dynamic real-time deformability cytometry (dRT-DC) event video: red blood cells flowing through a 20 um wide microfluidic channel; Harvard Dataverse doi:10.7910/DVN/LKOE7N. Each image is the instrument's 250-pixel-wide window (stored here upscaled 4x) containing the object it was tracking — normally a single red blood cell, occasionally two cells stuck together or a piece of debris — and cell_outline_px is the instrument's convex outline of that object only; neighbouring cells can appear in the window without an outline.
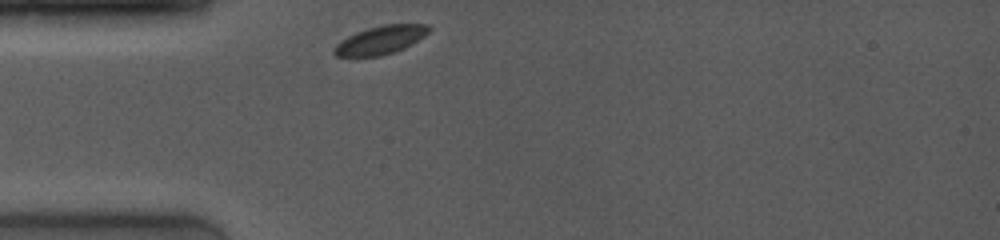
{"species": "common noctule bat (a hibernating species)", "species_latin": "Nyctalus noctula", "temperature_condition": "room temperature", "stored_images_in_passage": 34, "camera_frame_rate_fps": 4000, "um_per_image_px": 0.085, "animal": {"sex": "female", "body_mass_g": 19.0, "forearm_length_mm": 53.3}, "frame": {"image": 1, "passage_image": 1, "time_ms": 0.0, "image_size_px": [1000, 240], "cell_outline_px": [[432, 28], [424, 36], [412, 44], [404, 48], [380, 56], [336, 56], [332, 52], [332, 48], [340, 40], [356, 32], [368, 28], [384, 24], [428, 24]], "centroid_in_image_um": [32.33, 3.39], "position_along_channel_um": 52.7, "area_um2": 15.66}}
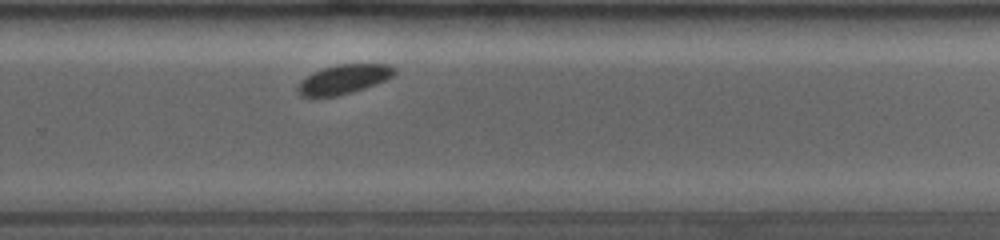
{"frame": {"image": 2, "passage_image": 21, "time_ms": 6.75, "image_size_px": [1000, 240], "cell_outline_px": [[396, 72], [388, 80], [352, 92], [336, 96], [300, 96], [296, 88], [300, 80], [312, 72], [336, 64], [388, 64], [396, 68]], "centroid_in_image_um": [29.22, 6.73], "position_along_channel_um": 300.6, "area_um2": 16.59}}
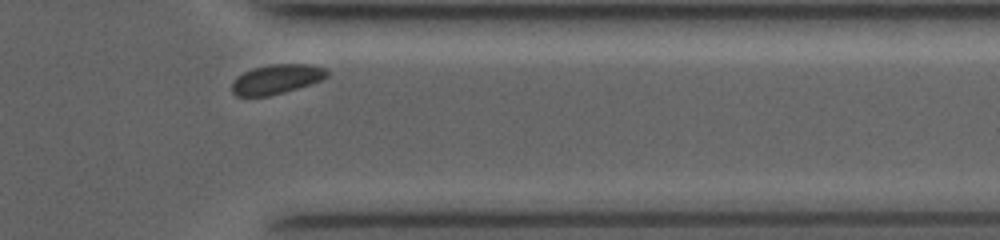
{"frame": {"image": 3, "passage_image": 30, "time_ms": 9.0, "image_size_px": [1000, 240], "cell_outline_px": [[328, 76], [324, 80], [284, 92], [268, 96], [236, 96], [232, 92], [232, 84], [236, 76], [252, 68], [272, 64], [312, 64], [324, 68], [328, 72]], "centroid_in_image_um": [23.52, 6.73], "position_along_channel_um": 387.9, "area_um2": 16.47}}